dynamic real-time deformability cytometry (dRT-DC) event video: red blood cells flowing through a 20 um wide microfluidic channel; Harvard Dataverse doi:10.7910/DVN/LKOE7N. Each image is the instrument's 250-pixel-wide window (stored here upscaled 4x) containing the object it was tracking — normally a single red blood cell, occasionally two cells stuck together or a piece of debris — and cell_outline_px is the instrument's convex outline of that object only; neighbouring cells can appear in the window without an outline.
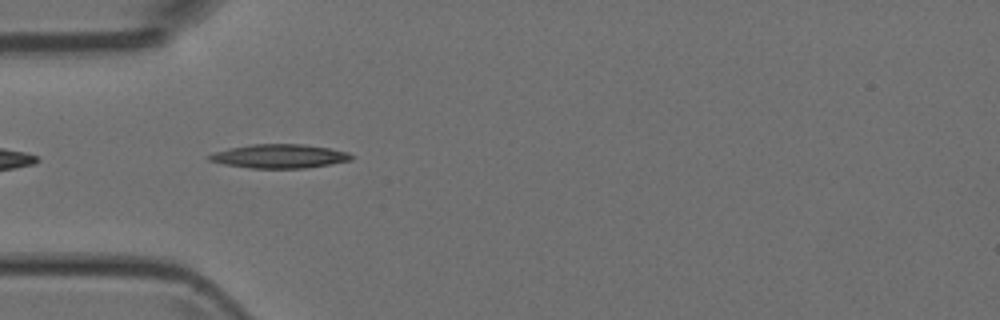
{"species": "Egyptian fruit bat (a non-hibernating species)", "species_latin": "Rousettus aegyptiacus", "temperature_condition": "room temperature", "stored_images_in_passage": 8, "segment_of_instrument_passage": [2, 2], "camera_frame_rate_fps": 3000, "um_per_image_px": 0.085, "animal": {"sex": "female"}, "frame": {"image": 1, "passage_image": 4, "time_ms": 4.333, "image_size_px": [1000, 320], "cell_outline_px": [[356, 156], [352, 160], [304, 168], [252, 168], [224, 164], [208, 160], [204, 156], [228, 148], [252, 144], [304, 144], [328, 148], [348, 152]], "centroid_in_image_um": [23.74, 13.27], "position_along_channel_um": 61.3, "area_um2": 19.77}}
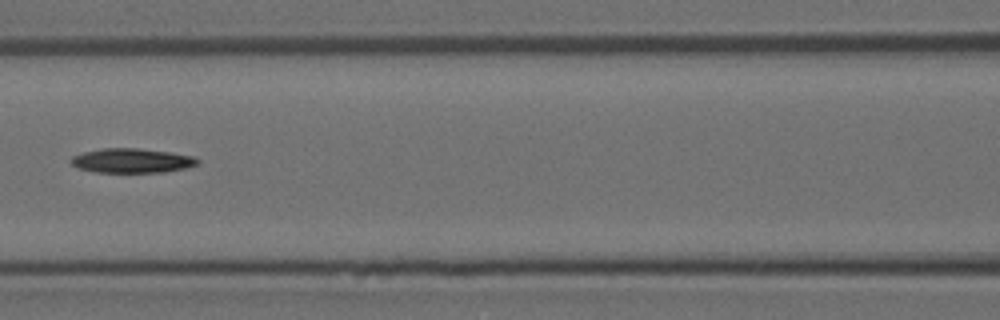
{"frame": {"image": 2, "passage_image": 6, "time_ms": 6.667, "image_size_px": [1000, 320], "cell_outline_px": [[200, 160], [196, 164], [184, 168], [164, 172], [96, 172], [76, 168], [68, 160], [72, 156], [84, 152], [104, 148], [136, 148], [168, 152], [196, 156]], "centroid_in_image_um": [11.17, 13.65], "position_along_channel_um": 155.4, "area_um2": 17.98}}
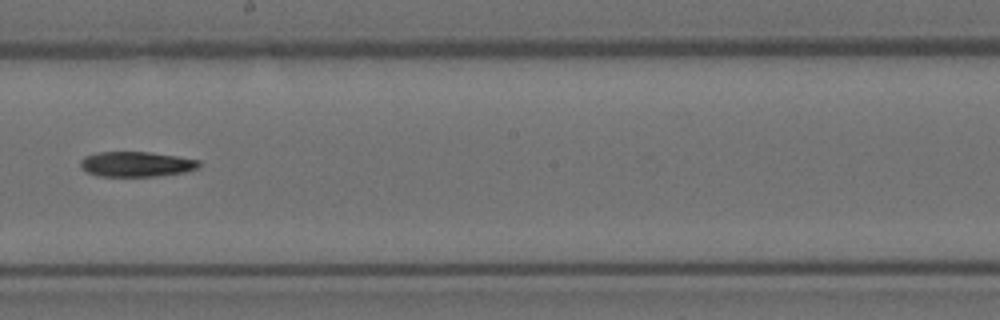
{"frame": {"image": 3, "passage_image": 8, "time_ms": 8.667, "image_size_px": [1000, 320], "cell_outline_px": [[200, 164], [196, 168], [184, 172], [156, 176], [96, 176], [88, 172], [80, 164], [80, 160], [84, 156], [96, 152], [148, 152], [176, 156], [200, 160]], "centroid_in_image_um": [11.56, 13.95], "position_along_channel_um": 236.6, "area_um2": 17.22}}